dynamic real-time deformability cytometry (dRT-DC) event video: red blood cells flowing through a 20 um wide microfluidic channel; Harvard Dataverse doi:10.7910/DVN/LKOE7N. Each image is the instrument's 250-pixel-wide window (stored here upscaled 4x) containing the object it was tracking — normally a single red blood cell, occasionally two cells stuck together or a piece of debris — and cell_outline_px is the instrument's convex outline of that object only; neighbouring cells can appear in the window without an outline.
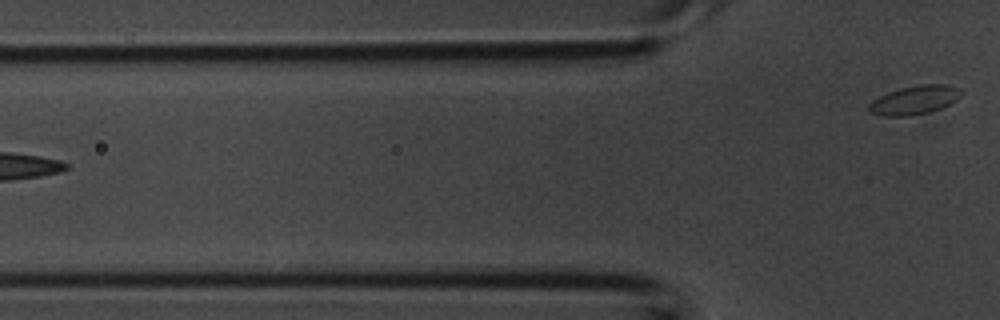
{"species": "common noctule bat (a hibernating species)", "species_latin": "Nyctalus noctula", "temperature_condition": "room temperature", "stored_images_in_passage": 4, "camera_frame_rate_fps": 3000, "um_per_image_px": 0.085, "animal": {"sex": "male", "body_mass_g": 20.1, "forearm_length_mm": 53.5}, "frame": {"image": 1, "passage_image": 4, "time_ms": 1.0, "image_size_px": [1000, 320], "cell_outline_px": [[960, 96], [956, 100], [940, 108], [928, 112], [908, 116], [884, 116], [872, 112], [868, 108], [868, 104], [872, 100], [888, 92], [900, 88], [920, 84], [948, 84], [960, 88]], "centroid_in_image_um": [77.73, 8.49], "position_along_channel_um": 48.1, "area_um2": 15.32}}